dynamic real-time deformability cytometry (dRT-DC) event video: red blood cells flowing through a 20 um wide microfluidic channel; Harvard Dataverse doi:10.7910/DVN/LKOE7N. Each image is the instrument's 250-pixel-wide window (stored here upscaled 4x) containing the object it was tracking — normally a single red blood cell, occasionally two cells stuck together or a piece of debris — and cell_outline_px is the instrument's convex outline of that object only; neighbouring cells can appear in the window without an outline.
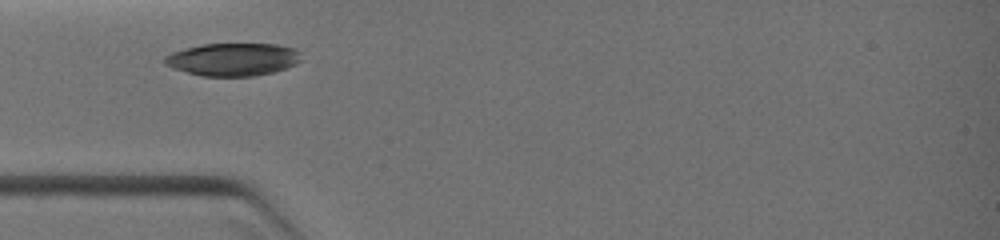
{"species": "common noctule bat (a hibernating species)", "species_latin": "Nyctalus noctula", "temperature_condition": "warm", "stored_images_in_passage": 2, "camera_frame_rate_fps": 3000, "um_per_image_px": 0.085, "animal": {"sex": "female", "body_mass_g": 19.0, "forearm_length_mm": 51.5}, "frame": {"image": 1, "passage_image": 1, "time_ms": 0.0, "image_size_px": [1000, 240], "cell_outline_px": [[300, 60], [296, 64], [272, 72], [252, 76], [204, 76], [172, 68], [164, 64], [160, 60], [164, 56], [172, 52], [184, 48], [200, 44], [276, 44], [296, 48], [300, 52]], "centroid_in_image_um": [19.76, 5.04], "position_along_channel_um": 65.2, "area_um2": 26.18}}
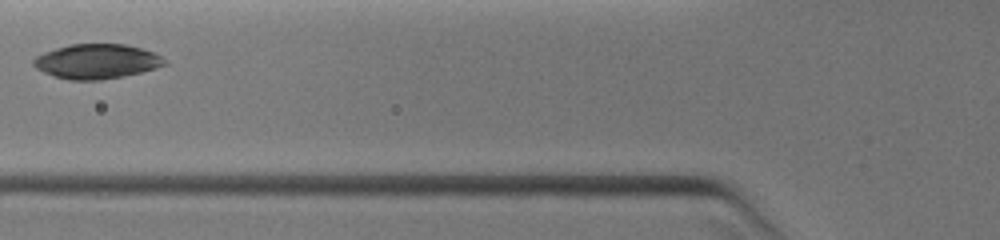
{"frame": {"image": 2, "passage_image": 2, "time_ms": 1.0, "image_size_px": [1000, 240], "cell_outline_px": [[168, 64], [156, 68], [124, 76], [96, 80], [68, 80], [44, 72], [36, 68], [32, 64], [32, 60], [36, 56], [44, 52], [56, 48], [72, 44], [124, 44], [140, 48], [152, 52], [160, 56]], "centroid_in_image_um": [8.2, 5.22], "position_along_channel_um": 117.6, "area_um2": 26.24}}